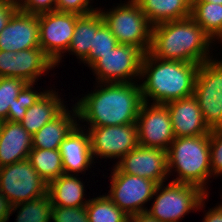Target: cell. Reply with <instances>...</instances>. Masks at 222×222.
Wrapping results in <instances>:
<instances>
[{
    "instance_id": "2e32d148",
    "label": "cell",
    "mask_w": 222,
    "mask_h": 222,
    "mask_svg": "<svg viewBox=\"0 0 222 222\" xmlns=\"http://www.w3.org/2000/svg\"><path fill=\"white\" fill-rule=\"evenodd\" d=\"M77 124L60 144V154L64 174L78 175L92 168L94 160L90 146V136L85 127ZM86 130V131H85Z\"/></svg>"
},
{
    "instance_id": "4316f807",
    "label": "cell",
    "mask_w": 222,
    "mask_h": 222,
    "mask_svg": "<svg viewBox=\"0 0 222 222\" xmlns=\"http://www.w3.org/2000/svg\"><path fill=\"white\" fill-rule=\"evenodd\" d=\"M52 207L50 196L46 193L36 199L13 205L10 214L19 208L15 222H50Z\"/></svg>"
},
{
    "instance_id": "4fadbf2b",
    "label": "cell",
    "mask_w": 222,
    "mask_h": 222,
    "mask_svg": "<svg viewBox=\"0 0 222 222\" xmlns=\"http://www.w3.org/2000/svg\"><path fill=\"white\" fill-rule=\"evenodd\" d=\"M92 157L121 159L138 146L137 124L89 127Z\"/></svg>"
},
{
    "instance_id": "e575fe53",
    "label": "cell",
    "mask_w": 222,
    "mask_h": 222,
    "mask_svg": "<svg viewBox=\"0 0 222 222\" xmlns=\"http://www.w3.org/2000/svg\"><path fill=\"white\" fill-rule=\"evenodd\" d=\"M91 1L92 0H56V11L85 15L98 10L89 4Z\"/></svg>"
},
{
    "instance_id": "d6986e66",
    "label": "cell",
    "mask_w": 222,
    "mask_h": 222,
    "mask_svg": "<svg viewBox=\"0 0 222 222\" xmlns=\"http://www.w3.org/2000/svg\"><path fill=\"white\" fill-rule=\"evenodd\" d=\"M77 118L78 112L75 105L71 111L65 108L32 136V148L58 150L63 140L78 124Z\"/></svg>"
},
{
    "instance_id": "e0dca14e",
    "label": "cell",
    "mask_w": 222,
    "mask_h": 222,
    "mask_svg": "<svg viewBox=\"0 0 222 222\" xmlns=\"http://www.w3.org/2000/svg\"><path fill=\"white\" fill-rule=\"evenodd\" d=\"M169 110L175 138L210 134L196 98L174 100L165 104Z\"/></svg>"
},
{
    "instance_id": "277c9868",
    "label": "cell",
    "mask_w": 222,
    "mask_h": 222,
    "mask_svg": "<svg viewBox=\"0 0 222 222\" xmlns=\"http://www.w3.org/2000/svg\"><path fill=\"white\" fill-rule=\"evenodd\" d=\"M168 174L174 169L178 176L172 182L199 187L207 195L211 178L210 134L175 138L167 149Z\"/></svg>"
},
{
    "instance_id": "836d02e7",
    "label": "cell",
    "mask_w": 222,
    "mask_h": 222,
    "mask_svg": "<svg viewBox=\"0 0 222 222\" xmlns=\"http://www.w3.org/2000/svg\"><path fill=\"white\" fill-rule=\"evenodd\" d=\"M18 10L28 14H41L56 10V0H17Z\"/></svg>"
},
{
    "instance_id": "ba28073f",
    "label": "cell",
    "mask_w": 222,
    "mask_h": 222,
    "mask_svg": "<svg viewBox=\"0 0 222 222\" xmlns=\"http://www.w3.org/2000/svg\"><path fill=\"white\" fill-rule=\"evenodd\" d=\"M193 96L208 128H222V60L213 58L200 64Z\"/></svg>"
},
{
    "instance_id": "7402d4cb",
    "label": "cell",
    "mask_w": 222,
    "mask_h": 222,
    "mask_svg": "<svg viewBox=\"0 0 222 222\" xmlns=\"http://www.w3.org/2000/svg\"><path fill=\"white\" fill-rule=\"evenodd\" d=\"M149 23L155 26L160 23L180 20L191 16L192 0H134Z\"/></svg>"
},
{
    "instance_id": "8fae6325",
    "label": "cell",
    "mask_w": 222,
    "mask_h": 222,
    "mask_svg": "<svg viewBox=\"0 0 222 222\" xmlns=\"http://www.w3.org/2000/svg\"><path fill=\"white\" fill-rule=\"evenodd\" d=\"M79 14L51 11L38 14L40 48L55 66L67 52Z\"/></svg>"
},
{
    "instance_id": "9c48e42d",
    "label": "cell",
    "mask_w": 222,
    "mask_h": 222,
    "mask_svg": "<svg viewBox=\"0 0 222 222\" xmlns=\"http://www.w3.org/2000/svg\"><path fill=\"white\" fill-rule=\"evenodd\" d=\"M47 189L28 159L0 167V191L12 206L41 197Z\"/></svg>"
},
{
    "instance_id": "d590c367",
    "label": "cell",
    "mask_w": 222,
    "mask_h": 222,
    "mask_svg": "<svg viewBox=\"0 0 222 222\" xmlns=\"http://www.w3.org/2000/svg\"><path fill=\"white\" fill-rule=\"evenodd\" d=\"M0 77L16 78V52L0 50Z\"/></svg>"
},
{
    "instance_id": "5bb4252c",
    "label": "cell",
    "mask_w": 222,
    "mask_h": 222,
    "mask_svg": "<svg viewBox=\"0 0 222 222\" xmlns=\"http://www.w3.org/2000/svg\"><path fill=\"white\" fill-rule=\"evenodd\" d=\"M115 167L123 173L148 178L157 184L168 179L167 152L138 145L119 159Z\"/></svg>"
},
{
    "instance_id": "74e56055",
    "label": "cell",
    "mask_w": 222,
    "mask_h": 222,
    "mask_svg": "<svg viewBox=\"0 0 222 222\" xmlns=\"http://www.w3.org/2000/svg\"><path fill=\"white\" fill-rule=\"evenodd\" d=\"M12 205L0 191V222H7L10 218Z\"/></svg>"
},
{
    "instance_id": "4dcf8cb0",
    "label": "cell",
    "mask_w": 222,
    "mask_h": 222,
    "mask_svg": "<svg viewBox=\"0 0 222 222\" xmlns=\"http://www.w3.org/2000/svg\"><path fill=\"white\" fill-rule=\"evenodd\" d=\"M117 39L113 36L109 27L103 23L94 35L93 46L89 53V58L84 62L87 66L98 56V54H106L118 45Z\"/></svg>"
},
{
    "instance_id": "83f0119b",
    "label": "cell",
    "mask_w": 222,
    "mask_h": 222,
    "mask_svg": "<svg viewBox=\"0 0 222 222\" xmlns=\"http://www.w3.org/2000/svg\"><path fill=\"white\" fill-rule=\"evenodd\" d=\"M89 222H128V215L107 195L89 199L86 205Z\"/></svg>"
},
{
    "instance_id": "52a82bcc",
    "label": "cell",
    "mask_w": 222,
    "mask_h": 222,
    "mask_svg": "<svg viewBox=\"0 0 222 222\" xmlns=\"http://www.w3.org/2000/svg\"><path fill=\"white\" fill-rule=\"evenodd\" d=\"M144 53L134 45L118 44L113 50L98 56L88 65L96 74L97 83H130L141 78Z\"/></svg>"
},
{
    "instance_id": "ac0fdd59",
    "label": "cell",
    "mask_w": 222,
    "mask_h": 222,
    "mask_svg": "<svg viewBox=\"0 0 222 222\" xmlns=\"http://www.w3.org/2000/svg\"><path fill=\"white\" fill-rule=\"evenodd\" d=\"M32 136L19 122L2 120L0 134V167L28 159Z\"/></svg>"
},
{
    "instance_id": "d6a6232c",
    "label": "cell",
    "mask_w": 222,
    "mask_h": 222,
    "mask_svg": "<svg viewBox=\"0 0 222 222\" xmlns=\"http://www.w3.org/2000/svg\"><path fill=\"white\" fill-rule=\"evenodd\" d=\"M51 220H53V222H89L86 206H53Z\"/></svg>"
},
{
    "instance_id": "1f68e13d",
    "label": "cell",
    "mask_w": 222,
    "mask_h": 222,
    "mask_svg": "<svg viewBox=\"0 0 222 222\" xmlns=\"http://www.w3.org/2000/svg\"><path fill=\"white\" fill-rule=\"evenodd\" d=\"M210 165L214 178L222 175V128L210 131Z\"/></svg>"
},
{
    "instance_id": "30bf717a",
    "label": "cell",
    "mask_w": 222,
    "mask_h": 222,
    "mask_svg": "<svg viewBox=\"0 0 222 222\" xmlns=\"http://www.w3.org/2000/svg\"><path fill=\"white\" fill-rule=\"evenodd\" d=\"M112 171L107 197L128 216L146 212L148 208L144 206L152 199L158 184L148 178L120 172L115 166Z\"/></svg>"
},
{
    "instance_id": "d4e9b609",
    "label": "cell",
    "mask_w": 222,
    "mask_h": 222,
    "mask_svg": "<svg viewBox=\"0 0 222 222\" xmlns=\"http://www.w3.org/2000/svg\"><path fill=\"white\" fill-rule=\"evenodd\" d=\"M191 17L213 41L222 43V4L192 2Z\"/></svg>"
},
{
    "instance_id": "ffe728a7",
    "label": "cell",
    "mask_w": 222,
    "mask_h": 222,
    "mask_svg": "<svg viewBox=\"0 0 222 222\" xmlns=\"http://www.w3.org/2000/svg\"><path fill=\"white\" fill-rule=\"evenodd\" d=\"M66 106L58 95V91L53 89L46 90L41 98L30 108L26 110V114L19 123L23 128L33 136L46 123L56 118Z\"/></svg>"
},
{
    "instance_id": "60d3db41",
    "label": "cell",
    "mask_w": 222,
    "mask_h": 222,
    "mask_svg": "<svg viewBox=\"0 0 222 222\" xmlns=\"http://www.w3.org/2000/svg\"><path fill=\"white\" fill-rule=\"evenodd\" d=\"M192 2H211L215 4H222V0H192Z\"/></svg>"
},
{
    "instance_id": "603a6c76",
    "label": "cell",
    "mask_w": 222,
    "mask_h": 222,
    "mask_svg": "<svg viewBox=\"0 0 222 222\" xmlns=\"http://www.w3.org/2000/svg\"><path fill=\"white\" fill-rule=\"evenodd\" d=\"M104 23L99 10L79 15L76 19V25L71 43L67 52L76 55L83 63L89 58L91 46H93L94 35L98 28Z\"/></svg>"
},
{
    "instance_id": "f35d334b",
    "label": "cell",
    "mask_w": 222,
    "mask_h": 222,
    "mask_svg": "<svg viewBox=\"0 0 222 222\" xmlns=\"http://www.w3.org/2000/svg\"><path fill=\"white\" fill-rule=\"evenodd\" d=\"M202 220L203 222H222V204L208 210Z\"/></svg>"
},
{
    "instance_id": "484cf974",
    "label": "cell",
    "mask_w": 222,
    "mask_h": 222,
    "mask_svg": "<svg viewBox=\"0 0 222 222\" xmlns=\"http://www.w3.org/2000/svg\"><path fill=\"white\" fill-rule=\"evenodd\" d=\"M28 160L31 162L39 176L50 183L64 174L62 158L59 149L49 150L32 148Z\"/></svg>"
},
{
    "instance_id": "44dd1931",
    "label": "cell",
    "mask_w": 222,
    "mask_h": 222,
    "mask_svg": "<svg viewBox=\"0 0 222 222\" xmlns=\"http://www.w3.org/2000/svg\"><path fill=\"white\" fill-rule=\"evenodd\" d=\"M79 175L62 174L48 183L47 193L53 206L85 207L89 199L84 200V184Z\"/></svg>"
},
{
    "instance_id": "7a4b0ae2",
    "label": "cell",
    "mask_w": 222,
    "mask_h": 222,
    "mask_svg": "<svg viewBox=\"0 0 222 222\" xmlns=\"http://www.w3.org/2000/svg\"><path fill=\"white\" fill-rule=\"evenodd\" d=\"M213 40L193 18L168 21L152 26L149 53L163 60L202 64L213 58Z\"/></svg>"
},
{
    "instance_id": "5b68a950",
    "label": "cell",
    "mask_w": 222,
    "mask_h": 222,
    "mask_svg": "<svg viewBox=\"0 0 222 222\" xmlns=\"http://www.w3.org/2000/svg\"><path fill=\"white\" fill-rule=\"evenodd\" d=\"M208 197L195 185L170 181L164 186L160 183L152 197L155 198L153 204L146 212L160 222H180L191 210L203 208Z\"/></svg>"
},
{
    "instance_id": "8d00e7d4",
    "label": "cell",
    "mask_w": 222,
    "mask_h": 222,
    "mask_svg": "<svg viewBox=\"0 0 222 222\" xmlns=\"http://www.w3.org/2000/svg\"><path fill=\"white\" fill-rule=\"evenodd\" d=\"M18 10L14 0H0V32L5 28L9 19Z\"/></svg>"
},
{
    "instance_id": "f1b7e54d",
    "label": "cell",
    "mask_w": 222,
    "mask_h": 222,
    "mask_svg": "<svg viewBox=\"0 0 222 222\" xmlns=\"http://www.w3.org/2000/svg\"><path fill=\"white\" fill-rule=\"evenodd\" d=\"M26 84L20 78L0 77V120L8 117L9 107H13L17 96Z\"/></svg>"
},
{
    "instance_id": "f546056e",
    "label": "cell",
    "mask_w": 222,
    "mask_h": 222,
    "mask_svg": "<svg viewBox=\"0 0 222 222\" xmlns=\"http://www.w3.org/2000/svg\"><path fill=\"white\" fill-rule=\"evenodd\" d=\"M33 85L35 83H27L19 95L17 96L16 102L13 104V107H9L8 117L5 120L11 122H20L23 120L26 110L34 105L41 96L46 92H37L33 90Z\"/></svg>"
},
{
    "instance_id": "7c38bea8",
    "label": "cell",
    "mask_w": 222,
    "mask_h": 222,
    "mask_svg": "<svg viewBox=\"0 0 222 222\" xmlns=\"http://www.w3.org/2000/svg\"><path fill=\"white\" fill-rule=\"evenodd\" d=\"M138 145L164 151L174 141L169 110L164 104L143 102L137 117Z\"/></svg>"
},
{
    "instance_id": "b9f144b4",
    "label": "cell",
    "mask_w": 222,
    "mask_h": 222,
    "mask_svg": "<svg viewBox=\"0 0 222 222\" xmlns=\"http://www.w3.org/2000/svg\"><path fill=\"white\" fill-rule=\"evenodd\" d=\"M2 120H0V134H1Z\"/></svg>"
},
{
    "instance_id": "cb8c5ba5",
    "label": "cell",
    "mask_w": 222,
    "mask_h": 222,
    "mask_svg": "<svg viewBox=\"0 0 222 222\" xmlns=\"http://www.w3.org/2000/svg\"><path fill=\"white\" fill-rule=\"evenodd\" d=\"M54 67V62L40 47L16 52V78L26 83H35L43 73Z\"/></svg>"
},
{
    "instance_id": "ab89813d",
    "label": "cell",
    "mask_w": 222,
    "mask_h": 222,
    "mask_svg": "<svg viewBox=\"0 0 222 222\" xmlns=\"http://www.w3.org/2000/svg\"><path fill=\"white\" fill-rule=\"evenodd\" d=\"M128 222H160L147 212L132 214L128 217Z\"/></svg>"
},
{
    "instance_id": "9a60e30c",
    "label": "cell",
    "mask_w": 222,
    "mask_h": 222,
    "mask_svg": "<svg viewBox=\"0 0 222 222\" xmlns=\"http://www.w3.org/2000/svg\"><path fill=\"white\" fill-rule=\"evenodd\" d=\"M40 47L38 15L17 10L0 32V50L19 52Z\"/></svg>"
},
{
    "instance_id": "6da1fadb",
    "label": "cell",
    "mask_w": 222,
    "mask_h": 222,
    "mask_svg": "<svg viewBox=\"0 0 222 222\" xmlns=\"http://www.w3.org/2000/svg\"><path fill=\"white\" fill-rule=\"evenodd\" d=\"M97 84L100 88L75 103L78 120L88 122V127L136 123L144 102L141 85L135 82Z\"/></svg>"
},
{
    "instance_id": "3957f363",
    "label": "cell",
    "mask_w": 222,
    "mask_h": 222,
    "mask_svg": "<svg viewBox=\"0 0 222 222\" xmlns=\"http://www.w3.org/2000/svg\"><path fill=\"white\" fill-rule=\"evenodd\" d=\"M200 64L163 60L145 53L141 63L142 98L149 103L166 104L193 95ZM149 99V100H148Z\"/></svg>"
},
{
    "instance_id": "8992f818",
    "label": "cell",
    "mask_w": 222,
    "mask_h": 222,
    "mask_svg": "<svg viewBox=\"0 0 222 222\" xmlns=\"http://www.w3.org/2000/svg\"><path fill=\"white\" fill-rule=\"evenodd\" d=\"M99 11L119 44L137 46L144 54L149 52L152 25L134 0Z\"/></svg>"
}]
</instances>
